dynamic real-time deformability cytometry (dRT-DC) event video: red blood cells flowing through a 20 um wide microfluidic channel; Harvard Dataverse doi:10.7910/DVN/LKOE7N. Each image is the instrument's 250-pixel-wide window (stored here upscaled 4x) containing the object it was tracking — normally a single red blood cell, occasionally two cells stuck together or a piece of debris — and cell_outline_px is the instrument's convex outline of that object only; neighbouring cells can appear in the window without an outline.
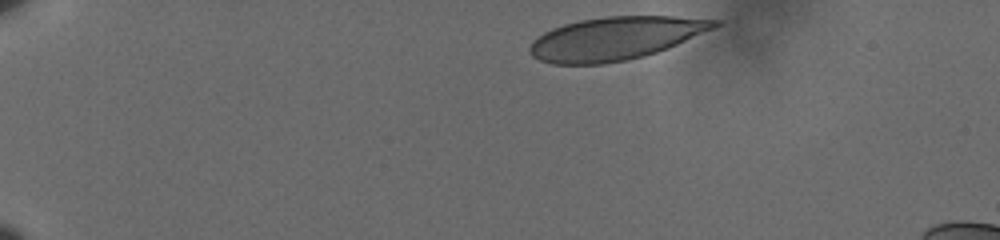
{"species": "human", "species_latin": "Homo sapiens", "temperature_condition": "cold", "stored_images_in_passage": 12, "camera_frame_rate_fps": 3000, "um_per_image_px": 0.085, "donor": {"sex": "male"}, "frame": {"image": 1, "passage_image": 1, "time_ms": 0.0, "image_size_px": [1000, 240], "cell_outline_px": [[720, 24], [716, 28], [656, 52], [644, 56], [624, 60], [600, 64], [552, 64], [540, 60], [532, 56], [528, 48], [544, 32], [552, 28], [564, 24], [580, 20], [608, 16], [672, 16], [720, 20]], "centroid_in_image_um": [52.31, 3.26], "position_along_channel_um": 32.7, "area_um2": 45.89}}
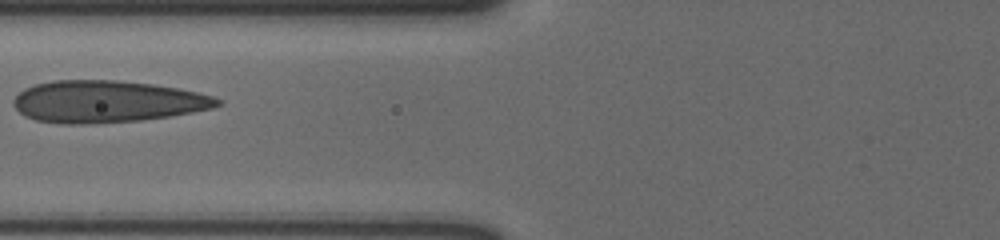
{"frame": {"image": 2, "passage_image": 9, "time_ms": 2.667, "image_size_px": [1000, 240], "cell_outline_px": [[224, 104], [212, 108], [168, 116], [140, 120], [84, 124], [60, 124], [36, 120], [24, 116], [12, 104], [12, 100], [24, 88], [36, 84], [56, 80], [116, 80], [152, 84], [176, 88], [196, 92], [212, 96], [224, 100]], "centroid_in_image_um": [9.07, 8.63], "position_along_channel_um": 116.7, "area_um2": 49.71}}
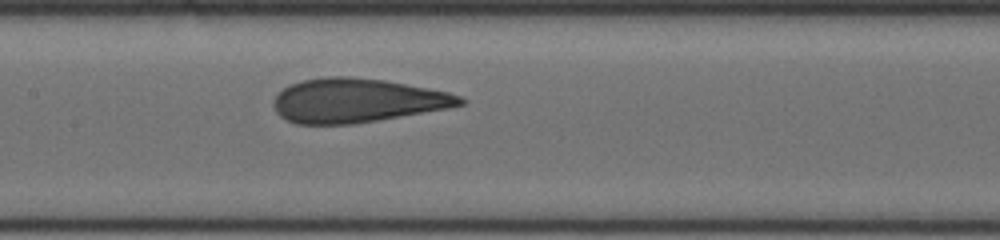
{"frame": {"image": 3, "passage_image": 12, "time_ms": 3.667, "image_size_px": [1000, 240], "cell_outline_px": [[468, 100], [464, 104], [448, 108], [352, 124], [296, 124], [280, 116], [276, 112], [272, 104], [272, 100], [288, 84], [304, 80], [324, 76], [348, 76], [384, 80], [448, 92], [460, 96]], "centroid_in_image_um": [30.31, 8.54], "position_along_channel_um": 177.1, "area_um2": 47.69}}